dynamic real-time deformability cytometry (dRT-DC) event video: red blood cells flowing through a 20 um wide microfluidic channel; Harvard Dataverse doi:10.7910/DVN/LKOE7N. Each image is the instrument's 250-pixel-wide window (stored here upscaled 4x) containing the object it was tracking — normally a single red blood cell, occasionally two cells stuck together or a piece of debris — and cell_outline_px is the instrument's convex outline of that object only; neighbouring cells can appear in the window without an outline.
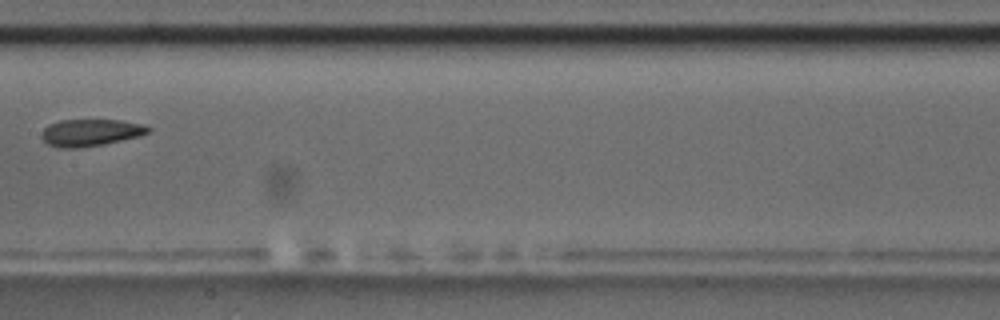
{"species": "common noctule bat (a hibernating species)", "species_latin": "Nyctalus noctula", "temperature_condition": "room temperature", "stored_images_in_passage": 5, "camera_frame_rate_fps": 3000, "um_per_image_px": 0.085, "animal": {"sex": "male", "body_mass_g": 17.5, "forearm_length_mm": 52.3}, "frame": {"image": 1, "passage_image": 4, "time_ms": 3.667, "image_size_px": [1000, 320], "cell_outline_px": [[152, 128], [148, 132], [140, 136], [104, 144], [76, 148], [64, 148], [48, 144], [40, 136], [40, 132], [48, 124], [60, 120], [120, 120], [144, 124]], "centroid_in_image_um": [7.69, 11.26], "position_along_channel_um": 199.7, "area_um2": 16.82}}